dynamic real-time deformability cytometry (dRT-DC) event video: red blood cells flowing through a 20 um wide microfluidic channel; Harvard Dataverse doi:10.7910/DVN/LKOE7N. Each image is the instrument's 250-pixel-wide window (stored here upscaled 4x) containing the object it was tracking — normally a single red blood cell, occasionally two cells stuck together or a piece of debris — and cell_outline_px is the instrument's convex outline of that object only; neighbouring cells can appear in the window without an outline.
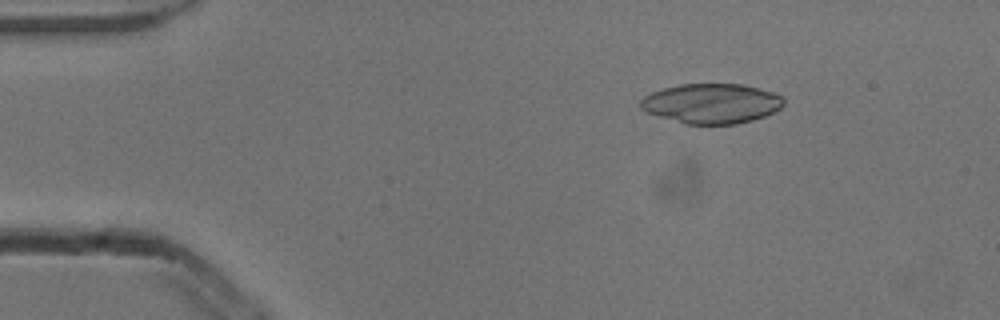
{"species": "common noctule bat (a hibernating species)", "species_latin": "Nyctalus noctula", "temperature_condition": "cold", "stored_images_in_passage": 4, "camera_frame_rate_fps": 3000, "um_per_image_px": 0.085, "animal": {"sex": "male", "body_mass_g": 13.3}, "frame": {"image": 1, "passage_image": 2, "time_ms": 0.333, "image_size_px": [1000, 320], "cell_outline_px": [[784, 104], [780, 108], [764, 116], [752, 120], [736, 124], [684, 124], [648, 112], [640, 108], [640, 100], [644, 96], [652, 92], [664, 88], [680, 84], [744, 84], [760, 88], [784, 96]], "centroid_in_image_um": [60.5, 8.79], "position_along_channel_um": 24.5, "area_um2": 33.23}}